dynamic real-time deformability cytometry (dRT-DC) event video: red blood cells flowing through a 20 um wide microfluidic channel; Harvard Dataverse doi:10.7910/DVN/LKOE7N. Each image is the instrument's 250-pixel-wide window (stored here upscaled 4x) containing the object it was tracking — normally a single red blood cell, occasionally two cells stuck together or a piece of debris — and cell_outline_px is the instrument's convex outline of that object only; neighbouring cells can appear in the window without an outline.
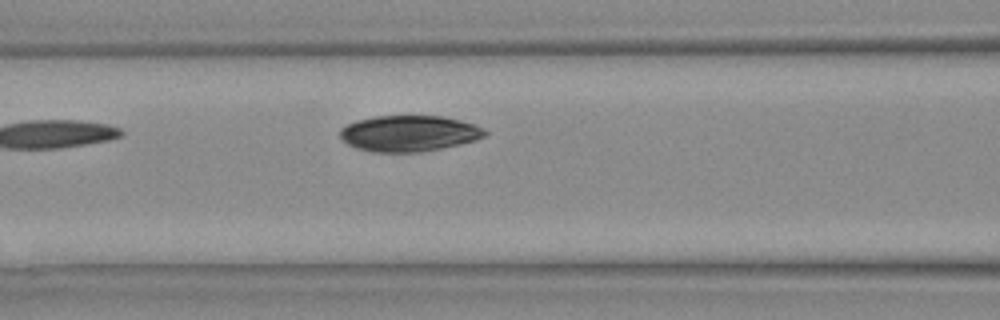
{"species": "Egyptian fruit bat (a non-hibernating species)", "species_latin": "Rousettus aegyptiacus", "temperature_condition": "warm", "stored_images_in_passage": 9, "camera_frame_rate_fps": 3000, "um_per_image_px": 0.085, "animal": {"sex": "female"}, "frame": {"image": 1, "passage_image": 9, "time_ms": 2.667, "image_size_px": [1000, 320], "cell_outline_px": [[488, 132], [484, 136], [476, 140], [460, 144], [420, 152], [376, 152], [356, 148], [348, 144], [340, 136], [340, 128], [356, 120], [376, 116], [444, 116], [460, 120], [484, 128]], "centroid_in_image_um": [34.77, 11.33], "position_along_channel_um": 131.8, "area_um2": 30.29}}